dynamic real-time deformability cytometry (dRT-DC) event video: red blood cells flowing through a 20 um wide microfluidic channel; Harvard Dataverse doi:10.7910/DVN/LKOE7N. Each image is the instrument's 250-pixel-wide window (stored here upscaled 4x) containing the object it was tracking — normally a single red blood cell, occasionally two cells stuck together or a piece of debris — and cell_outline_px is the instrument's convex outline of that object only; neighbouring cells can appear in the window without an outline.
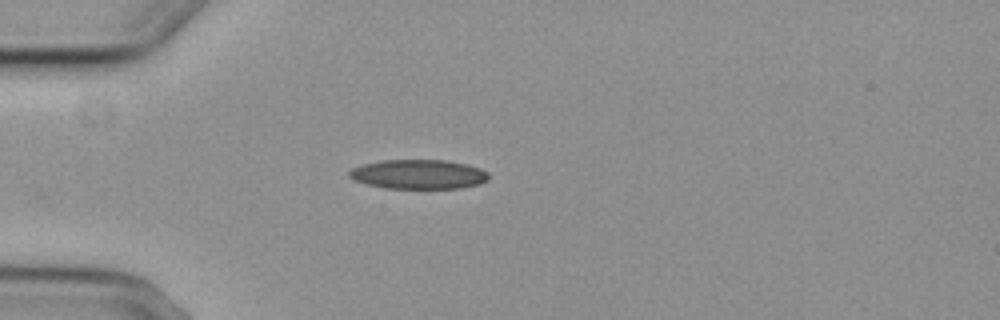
{"species": "common noctule bat (a hibernating species)", "species_latin": "Nyctalus noctula", "temperature_condition": "cold", "stored_images_in_passage": 1, "camera_frame_rate_fps": 3000, "um_per_image_px": 0.085, "animal": {"sex": "female", "body_mass_g": 29.2, "forearm_length_mm": 56.3}, "frame": {"image": 1, "passage_image": 1, "time_ms": 0.0, "image_size_px": [1000, 320], "cell_outline_px": [[488, 180], [480, 184], [460, 188], [384, 188], [368, 184], [356, 180], [348, 176], [348, 172], [352, 168], [364, 164], [384, 160], [448, 160], [468, 164], [480, 168], [488, 172]], "centroid_in_image_um": [35.61, 14.81], "position_along_channel_um": 49.4, "area_um2": 23.87}}